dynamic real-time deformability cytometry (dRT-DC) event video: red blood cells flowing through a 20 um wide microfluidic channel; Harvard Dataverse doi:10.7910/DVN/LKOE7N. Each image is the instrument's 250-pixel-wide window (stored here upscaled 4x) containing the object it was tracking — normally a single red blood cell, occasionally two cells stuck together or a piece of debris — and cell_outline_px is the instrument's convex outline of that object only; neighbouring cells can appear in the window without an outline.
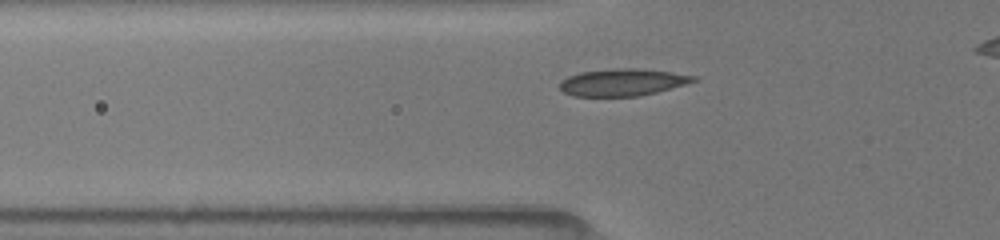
{"species": "common noctule bat (a hibernating species)", "species_latin": "Nyctalus noctula", "temperature_condition": "room temperature", "stored_images_in_passage": 37, "camera_frame_rate_fps": 3000, "um_per_image_px": 0.085, "animal": {"sex": "female", "body_mass_g": 19.5, "forearm_length_mm": 54.1}, "frame": {"image": 1, "passage_image": 9, "time_ms": 2.667, "image_size_px": [1000, 240], "cell_outline_px": [[700, 80], [656, 92], [640, 96], [572, 96], [564, 92], [560, 88], [560, 80], [568, 76], [580, 72], [616, 68], [640, 68], [696, 76]], "centroid_in_image_um": [52.9, 6.99], "position_along_channel_um": 72.9, "area_um2": 21.1}}
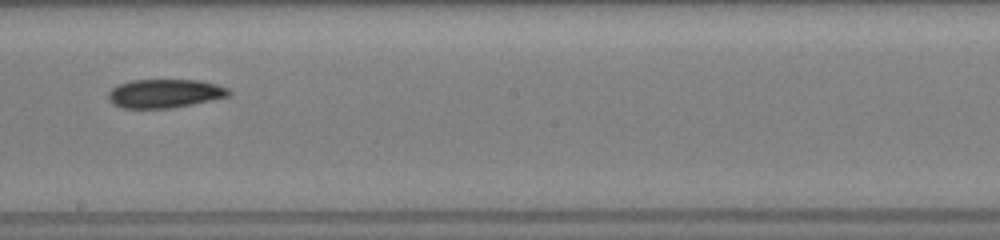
{"frame": {"image": 2, "passage_image": 21, "time_ms": 6.667, "image_size_px": [1000, 240], "cell_outline_px": [[232, 92], [228, 96], [192, 104], [172, 108], [120, 108], [112, 104], [108, 100], [108, 92], [112, 88], [120, 84], [132, 80], [200, 80], [216, 84], [228, 88]], "centroid_in_image_um": [13.98, 7.95], "position_along_channel_um": 234.2, "area_um2": 20.17}}
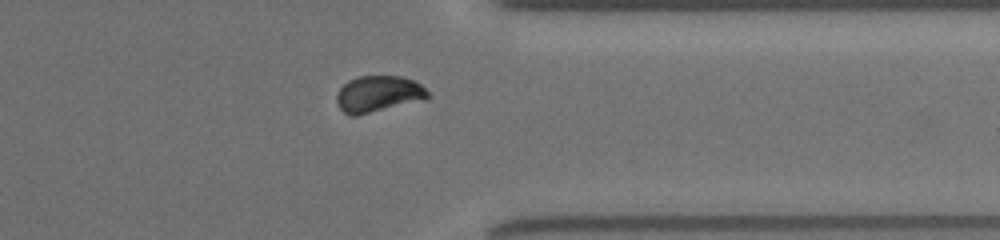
{"frame": {"image": 3, "passage_image": 32, "time_ms": 10.333, "image_size_px": [1000, 240], "cell_outline_px": [[428, 100], [356, 116], [352, 116], [344, 112], [336, 104], [336, 92], [348, 80], [356, 76], [400, 76], [412, 80], [420, 84], [428, 92]], "centroid_in_image_um": [32.15, 8.0], "position_along_channel_um": 379.3, "area_um2": 19.65}}